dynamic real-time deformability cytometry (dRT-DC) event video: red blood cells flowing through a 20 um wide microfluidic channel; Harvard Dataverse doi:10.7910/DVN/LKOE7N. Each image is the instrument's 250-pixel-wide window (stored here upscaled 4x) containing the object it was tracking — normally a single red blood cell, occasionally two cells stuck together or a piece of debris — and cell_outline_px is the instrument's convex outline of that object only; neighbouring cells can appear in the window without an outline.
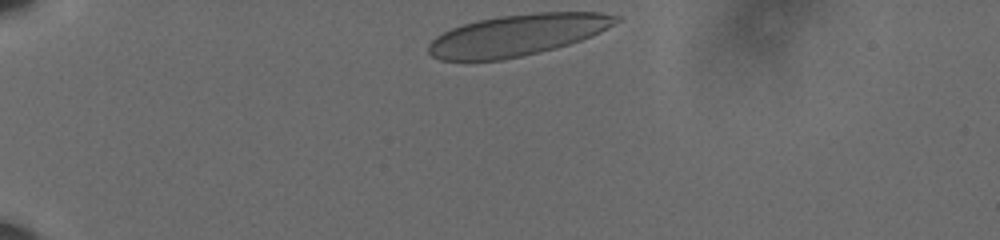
{"species": "human", "species_latin": "Homo sapiens", "temperature_condition": "cold", "stored_images_in_passage": 37, "camera_frame_rate_fps": 3000, "um_per_image_px": 0.085, "donor": {"sex": "male"}, "frame": {"image": 1, "passage_image": 1, "time_ms": 0.0, "image_size_px": [1000, 240], "cell_outline_px": [[620, 20], [600, 32], [592, 36], [568, 44], [520, 56], [500, 60], [440, 60], [432, 56], [428, 52], [428, 44], [436, 36], [452, 28], [476, 20], [500, 16], [536, 12], [600, 12], [620, 16]], "centroid_in_image_um": [43.96, 2.97], "position_along_channel_um": 41.0, "area_um2": 44.8}}
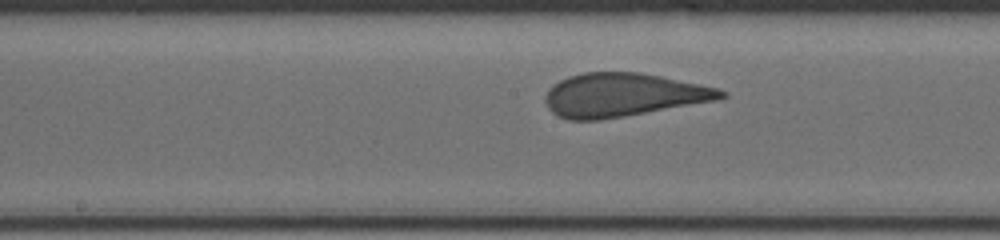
{"frame": {"image": 2, "passage_image": 19, "time_ms": 6.0, "image_size_px": [1000, 240], "cell_outline_px": [[728, 96], [716, 100], [624, 116], [600, 120], [568, 120], [552, 112], [548, 108], [544, 100], [544, 96], [548, 88], [552, 84], [568, 76], [584, 72], [640, 72], [720, 88], [728, 92]], "centroid_in_image_um": [52.93, 8.06], "position_along_channel_um": 195.3, "area_um2": 44.56}}
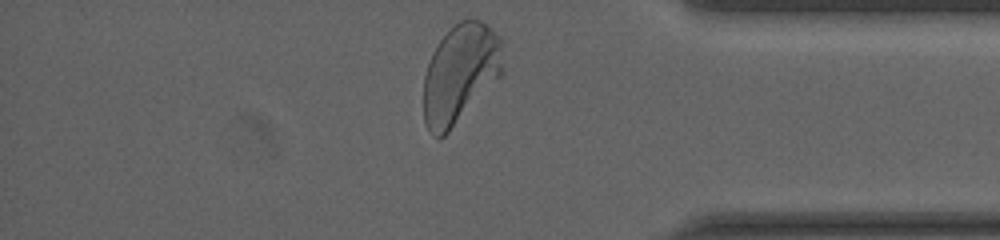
{"frame": {"image": 3, "passage_image": 37, "time_ms": 12.0, "image_size_px": [1000, 240], "cell_outline_px": [[504, 72], [448, 132], [440, 140], [432, 136], [424, 120], [424, 76], [432, 52], [440, 40], [460, 20], [472, 16], [480, 20], [500, 36]], "centroid_in_image_um": [39.12, 6.24], "position_along_channel_um": 396.1, "area_um2": 45.6}, "authors_computed_cell_mechanics": {"area_um2": 44.2748, "velocity_mm_per_s": 3.5786, "shape_relaxation_time_tau1_ms": 6.3434, "shape_relaxation_time_tau2_ms": null, "deformation_change_tau1": 0.1888, "deformation_change_tau2": null}}